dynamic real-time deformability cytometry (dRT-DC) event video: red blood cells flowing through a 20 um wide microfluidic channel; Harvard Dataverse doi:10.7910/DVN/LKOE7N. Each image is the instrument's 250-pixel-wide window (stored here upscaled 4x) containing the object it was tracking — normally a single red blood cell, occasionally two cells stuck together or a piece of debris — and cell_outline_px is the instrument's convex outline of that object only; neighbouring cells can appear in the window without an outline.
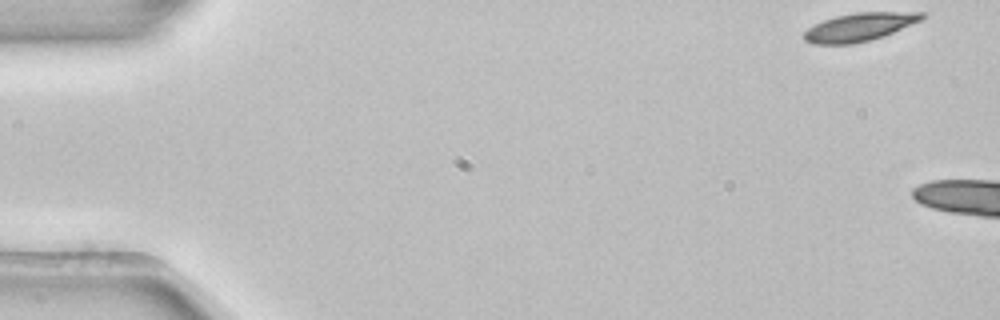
{"species": "common noctule bat (a hibernating species)", "species_latin": "Nyctalus noctula", "temperature_condition": "room temperature", "stored_images_in_passage": 6, "camera_frame_rate_fps": 3000, "um_per_image_px": 0.085, "animal": {"sex": "female", "body_mass_g": 22.7, "forearm_length_mm": 54.2}, "frame": {"image": 1, "passage_image": 1, "time_ms": 0.0, "image_size_px": [1000, 320], "cell_outline_px": [[924, 20], [884, 36], [852, 44], [812, 44], [804, 40], [804, 32], [808, 28], [824, 20], [836, 16], [856, 12], [924, 12]], "centroid_in_image_um": [73.09, 2.29], "position_along_channel_um": 11.9, "area_um2": 19.36}}